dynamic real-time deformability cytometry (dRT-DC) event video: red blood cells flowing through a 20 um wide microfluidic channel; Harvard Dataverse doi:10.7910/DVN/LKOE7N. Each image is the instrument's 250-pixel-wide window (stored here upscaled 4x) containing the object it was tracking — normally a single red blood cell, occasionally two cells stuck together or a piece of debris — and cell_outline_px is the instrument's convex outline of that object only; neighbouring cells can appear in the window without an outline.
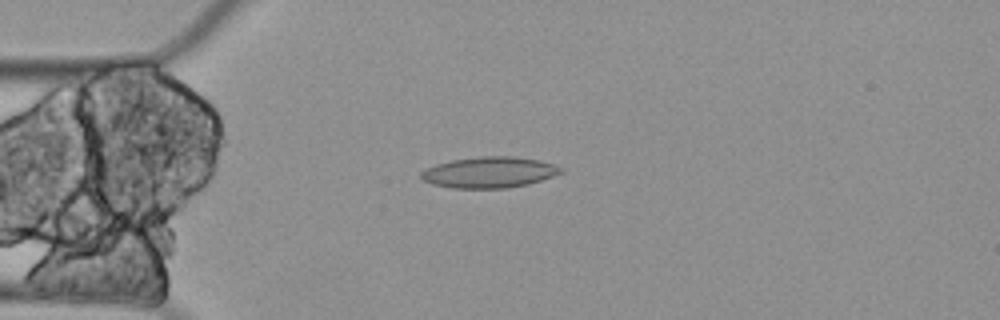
{"species": "Egyptian fruit bat (a non-hibernating species)", "species_latin": "Rousettus aegyptiacus", "temperature_condition": "cold", "stored_images_in_passage": 7, "camera_frame_rate_fps": 3000, "um_per_image_px": 0.085, "animal": {"sex": "female"}, "frame": {"image": 1, "passage_image": 2, "time_ms": 0.333, "image_size_px": [1000, 320], "cell_outline_px": [[564, 172], [528, 184], [508, 188], [452, 188], [432, 184], [424, 180], [420, 176], [420, 172], [436, 164], [452, 160], [480, 156], [516, 156], [540, 160], [564, 168]], "centroid_in_image_um": [41.61, 14.64], "position_along_channel_um": 43.4, "area_um2": 25.26}}
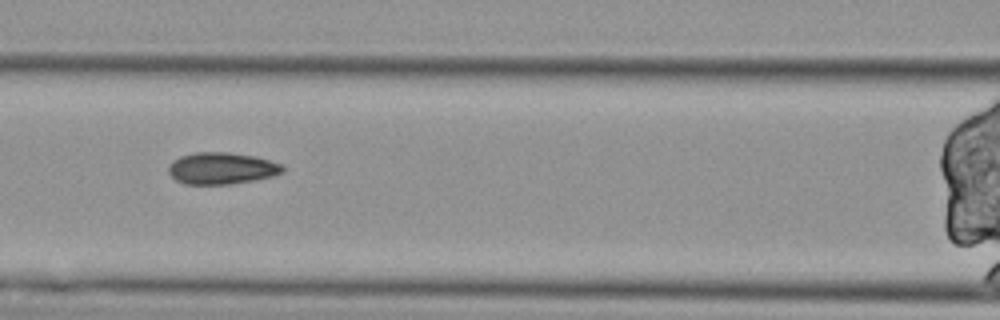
{"frame": {"image": 2, "passage_image": 5, "time_ms": 1.333, "image_size_px": [1000, 320], "cell_outline_px": [[284, 172], [272, 176], [256, 180], [232, 184], [184, 184], [176, 180], [168, 172], [168, 164], [172, 160], [180, 156], [196, 152], [228, 152], [256, 156], [284, 164]], "centroid_in_image_um": [18.86, 14.3], "position_along_channel_um": 147.7, "area_um2": 21.44}}
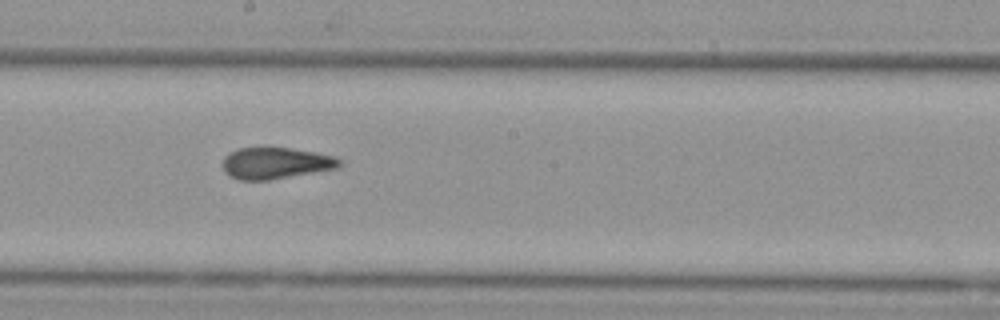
{"frame": {"image": 3, "passage_image": 7, "time_ms": 2.0, "image_size_px": [1000, 320], "cell_outline_px": [[344, 164], [340, 168], [268, 180], [240, 180], [224, 172], [224, 156], [228, 152], [236, 148], [288, 148], [316, 152], [336, 156], [344, 160]], "centroid_in_image_um": [23.51, 13.86], "position_along_channel_um": 224.7, "area_um2": 21.62}}